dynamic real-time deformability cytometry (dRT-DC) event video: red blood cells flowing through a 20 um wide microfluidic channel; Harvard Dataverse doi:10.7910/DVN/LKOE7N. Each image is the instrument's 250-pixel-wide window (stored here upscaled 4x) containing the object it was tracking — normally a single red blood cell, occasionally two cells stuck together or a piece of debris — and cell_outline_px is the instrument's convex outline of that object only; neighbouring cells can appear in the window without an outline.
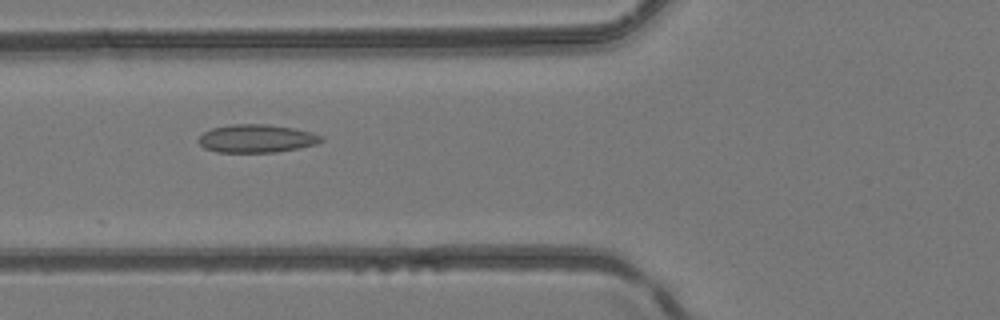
{"species": "common noctule bat (a hibernating species)", "species_latin": "Nyctalus noctula", "temperature_condition": "room temperature", "stored_images_in_passage": 32, "camera_frame_rate_fps": 3000, "um_per_image_px": 0.085, "animal": {"sex": "female", "body_mass_g": 24.6, "forearm_length_mm": 56.2}, "frame": {"image": 1, "passage_image": 16, "time_ms": 5.0, "image_size_px": [1000, 320], "cell_outline_px": [[324, 140], [316, 144], [276, 152], [216, 152], [204, 148], [200, 144], [200, 136], [204, 132], [212, 128], [232, 124], [268, 124], [292, 128], [312, 132], [324, 136]], "centroid_in_image_um": [21.83, 11.77], "position_along_channel_um": 104.0, "area_um2": 20.0}}
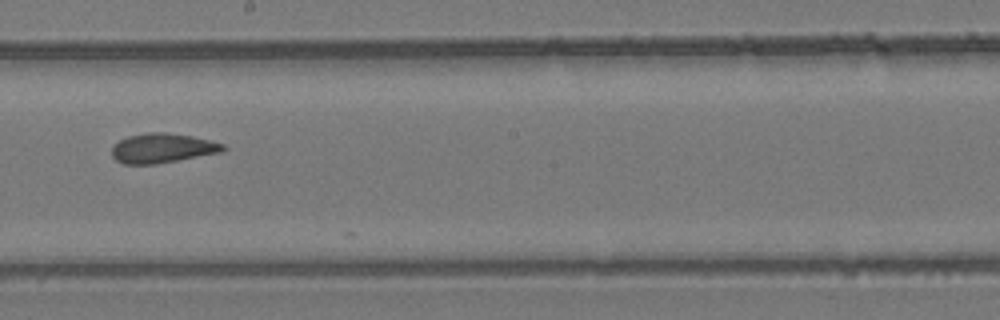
{"frame": {"image": 2, "passage_image": 25, "time_ms": 8.0, "image_size_px": [1000, 320], "cell_outline_px": [[228, 148], [224, 152], [156, 164], [124, 164], [116, 160], [112, 156], [112, 148], [120, 140], [128, 136], [148, 132], [164, 132], [192, 136], [224, 144]], "centroid_in_image_um": [13.84, 12.6], "position_along_channel_um": 234.4, "area_um2": 19.19}}
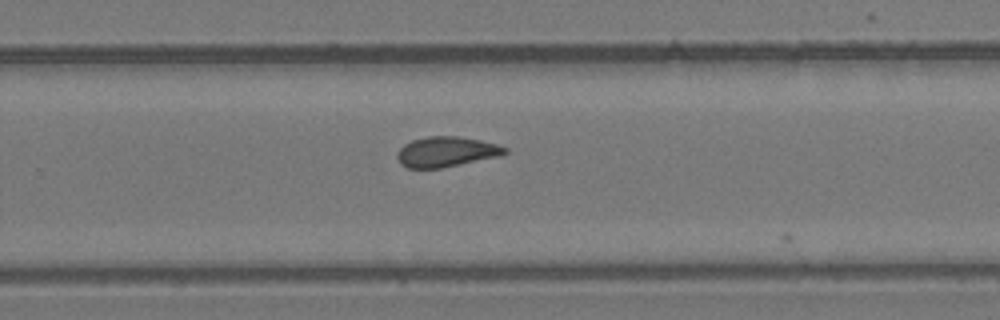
{"frame": {"image": 3, "passage_image": 29, "time_ms": 9.333, "image_size_px": [1000, 320], "cell_outline_px": [[508, 152], [500, 156], [440, 168], [408, 168], [400, 164], [396, 156], [396, 152], [404, 144], [412, 140], [428, 136], [456, 136], [480, 140], [496, 144], [508, 148]], "centroid_in_image_um": [37.91, 12.9], "position_along_channel_um": 291.9, "area_um2": 18.96}}